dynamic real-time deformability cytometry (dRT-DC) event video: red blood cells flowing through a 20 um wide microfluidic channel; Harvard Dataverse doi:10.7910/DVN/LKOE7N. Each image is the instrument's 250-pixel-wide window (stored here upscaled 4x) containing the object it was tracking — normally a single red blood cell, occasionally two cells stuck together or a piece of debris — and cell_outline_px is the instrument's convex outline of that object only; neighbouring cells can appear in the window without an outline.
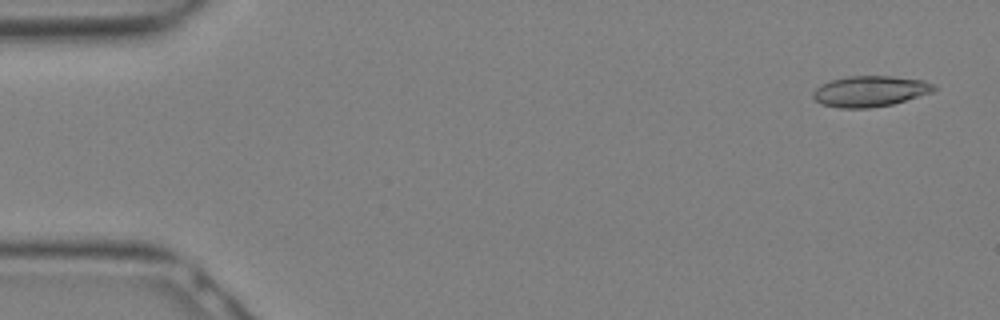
{"species": "Egyptian fruit bat (a non-hibernating species)", "species_latin": "Rousettus aegyptiacus", "temperature_condition": "warm", "stored_images_in_passage": 30, "camera_frame_rate_fps": 3000, "um_per_image_px": 0.085, "animal": {"sex": "female"}, "frame": {"image": 1, "passage_image": 2, "time_ms": 0.333, "image_size_px": [1000, 320], "cell_outline_px": [[936, 88], [932, 92], [892, 104], [868, 108], [840, 108], [820, 104], [812, 96], [812, 92], [820, 84], [832, 80], [848, 76], [892, 76], [924, 80], [932, 84]], "centroid_in_image_um": [73.91, 7.75], "position_along_channel_um": 11.1, "area_um2": 21.62}}
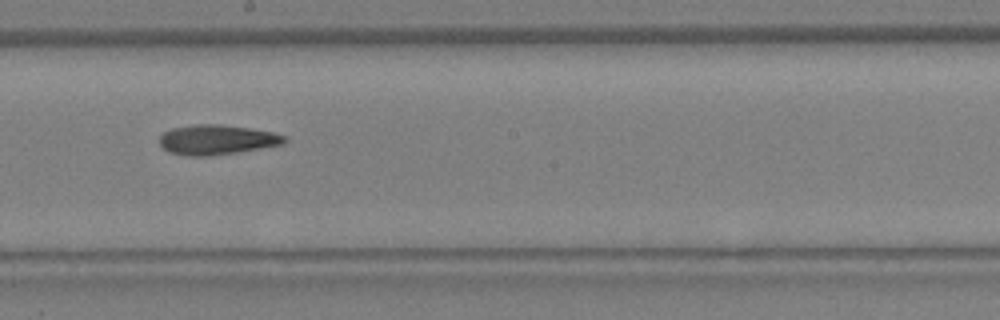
{"frame": {"image": 2, "passage_image": 17, "time_ms": 5.333, "image_size_px": [1000, 320], "cell_outline_px": [[288, 140], [284, 144], [212, 156], [188, 156], [168, 152], [160, 144], [160, 136], [164, 132], [172, 128], [196, 124], [216, 124], [248, 128], [272, 132], [288, 136]], "centroid_in_image_um": [18.44, 11.88], "position_along_channel_um": 229.8, "area_um2": 21.68}}
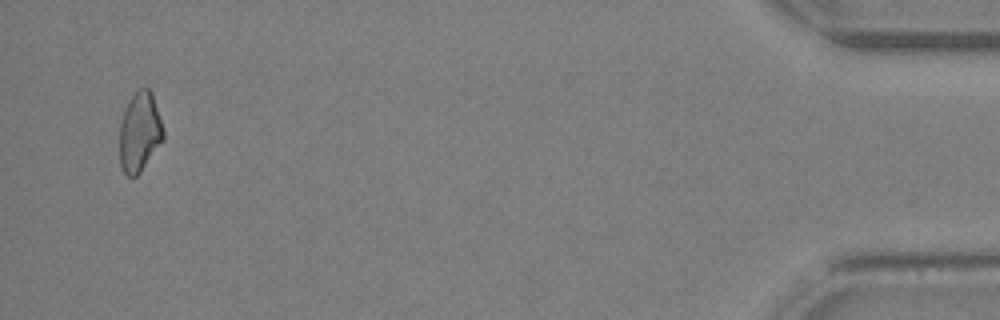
{"frame": {"image": 3, "passage_image": 29, "time_ms": 9.333, "image_size_px": [1000, 320], "cell_outline_px": [[164, 140], [140, 172], [136, 176], [128, 176], [120, 168], [120, 124], [128, 100], [136, 88], [148, 88], [152, 92], [164, 128]], "centroid_in_image_um": [11.88, 11.2], "position_along_channel_um": 423.3, "area_um2": 20.52}}